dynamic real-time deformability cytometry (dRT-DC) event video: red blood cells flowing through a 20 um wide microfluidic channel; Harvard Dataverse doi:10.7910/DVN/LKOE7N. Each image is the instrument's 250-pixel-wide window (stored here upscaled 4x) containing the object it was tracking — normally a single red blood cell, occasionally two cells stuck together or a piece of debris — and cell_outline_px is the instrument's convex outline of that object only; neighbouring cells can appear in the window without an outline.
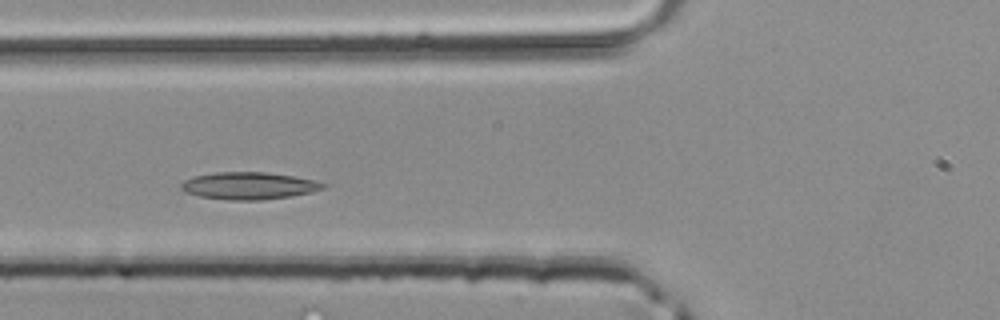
{"species": "common noctule bat (a hibernating species)", "species_latin": "Nyctalus noctula", "temperature_condition": "room temperature", "stored_images_in_passage": 37, "camera_frame_rate_fps": 3000, "um_per_image_px": 0.085, "animal": {"sex": "male", "body_mass_g": 20.4}, "frame": {"image": 1, "passage_image": 9, "time_ms": 2.667, "image_size_px": [1000, 320], "cell_outline_px": [[328, 184], [324, 188], [312, 192], [292, 196], [260, 200], [228, 200], [200, 196], [184, 192], [180, 188], [180, 184], [184, 180], [196, 176], [216, 172], [264, 172], [292, 176], [312, 180]], "centroid_in_image_um": [21.14, 15.79], "position_along_channel_um": 104.7, "area_um2": 22.43}}
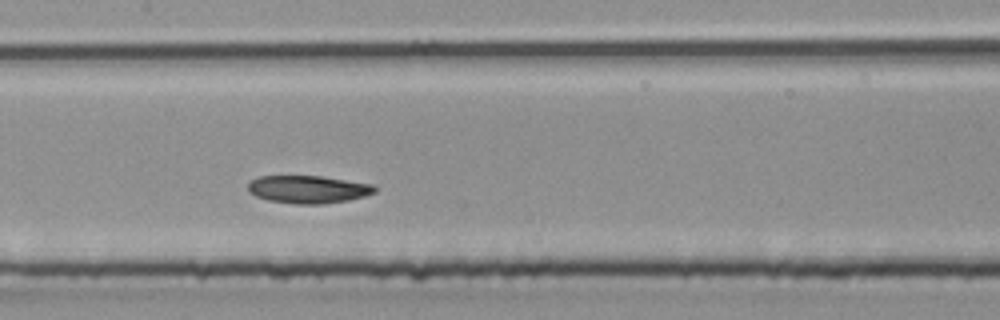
{"frame": {"image": 2, "passage_image": 14, "time_ms": 4.333, "image_size_px": [1000, 320], "cell_outline_px": [[376, 192], [364, 196], [348, 200], [320, 204], [296, 204], [268, 200], [256, 196], [248, 192], [248, 184], [252, 180], [260, 176], [320, 176], [372, 184], [376, 188]], "centroid_in_image_um": [26.18, 16.09], "position_along_channel_um": 181.2, "area_um2": 20.35}}
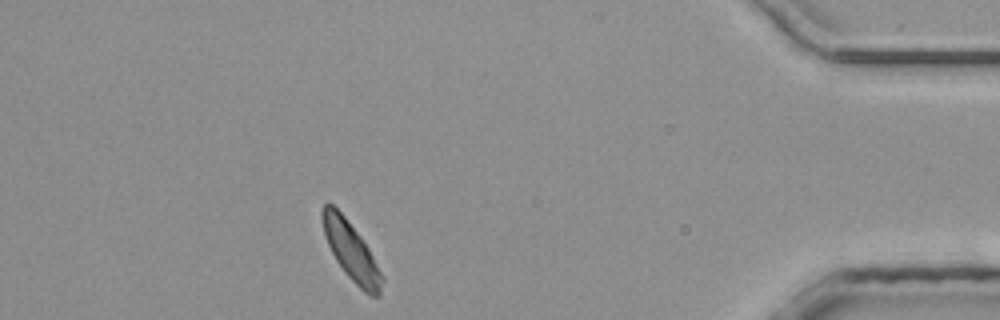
{"frame": {"image": 3, "passage_image": 32, "time_ms": 10.333, "image_size_px": [1000, 320], "cell_outline_px": [[384, 280], [380, 296], [368, 296], [344, 272], [336, 260], [328, 244], [324, 232], [320, 212], [324, 204], [332, 204], [344, 216], [360, 236], [368, 248], [384, 276]], "centroid_in_image_um": [29.87, 21.39], "position_along_channel_um": 405.3, "area_um2": 20.06}}